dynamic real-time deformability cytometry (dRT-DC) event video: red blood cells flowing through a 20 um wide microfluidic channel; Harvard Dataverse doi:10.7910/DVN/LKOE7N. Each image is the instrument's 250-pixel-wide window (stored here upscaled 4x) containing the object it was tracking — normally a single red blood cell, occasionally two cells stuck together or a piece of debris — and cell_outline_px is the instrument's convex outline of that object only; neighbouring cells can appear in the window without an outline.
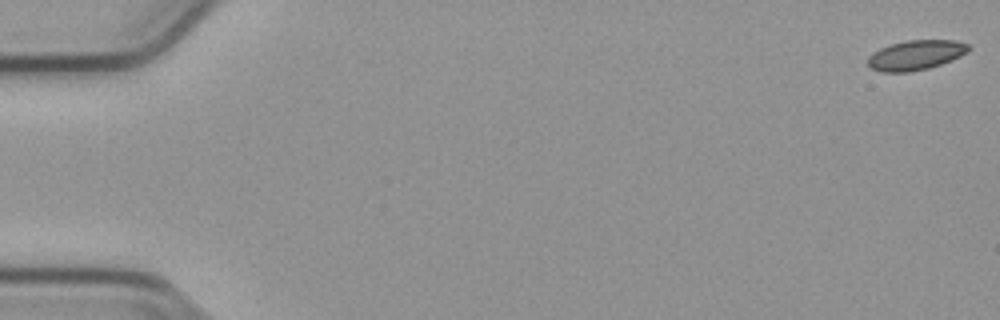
{"species": "common noctule bat (a hibernating species)", "species_latin": "Nyctalus noctula", "temperature_condition": "cold", "stored_images_in_passage": 8, "camera_frame_rate_fps": 3000, "um_per_image_px": 0.085, "animal": {"sex": "male", "body_mass_g": 23.1, "forearm_length_mm": 52.7}, "frame": {"image": 1, "passage_image": 1, "time_ms": 0.0, "image_size_px": [1000, 320], "cell_outline_px": [[972, 48], [968, 52], [960, 56], [940, 64], [928, 68], [908, 72], [884, 72], [872, 68], [868, 64], [868, 56], [872, 52], [880, 48], [892, 44], [908, 40], [956, 40], [968, 44]], "centroid_in_image_um": [77.86, 4.67], "position_along_channel_um": 7.1, "area_um2": 17.4}}